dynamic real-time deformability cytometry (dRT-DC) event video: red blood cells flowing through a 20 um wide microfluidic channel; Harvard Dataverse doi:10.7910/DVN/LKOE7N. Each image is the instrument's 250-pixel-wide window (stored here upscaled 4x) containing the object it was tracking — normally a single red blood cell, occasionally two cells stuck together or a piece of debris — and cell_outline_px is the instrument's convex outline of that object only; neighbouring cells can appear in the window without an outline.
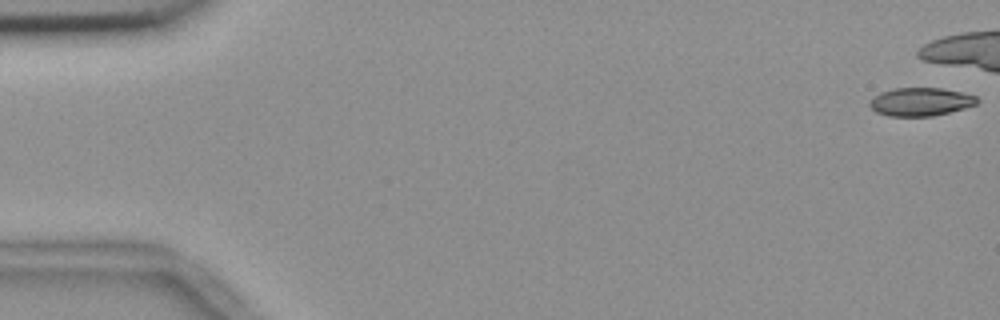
{"species": "common noctule bat (a hibernating species)", "species_latin": "Nyctalus noctula", "temperature_condition": "room temperature", "stored_images_in_passage": 9, "camera_frame_rate_fps": 3000, "um_per_image_px": 0.085, "animal": {"sex": "female", "body_mass_g": 18.4}, "frame": {"image": 1, "passage_image": 1, "time_ms": 0.0, "image_size_px": [1000, 320], "cell_outline_px": [[980, 100], [976, 104], [964, 108], [932, 116], [888, 116], [876, 112], [868, 104], [868, 100], [880, 92], [892, 88], [940, 88], [960, 92], [976, 96]], "centroid_in_image_um": [78.2, 8.65], "position_along_channel_um": 6.8, "area_um2": 17.69}}